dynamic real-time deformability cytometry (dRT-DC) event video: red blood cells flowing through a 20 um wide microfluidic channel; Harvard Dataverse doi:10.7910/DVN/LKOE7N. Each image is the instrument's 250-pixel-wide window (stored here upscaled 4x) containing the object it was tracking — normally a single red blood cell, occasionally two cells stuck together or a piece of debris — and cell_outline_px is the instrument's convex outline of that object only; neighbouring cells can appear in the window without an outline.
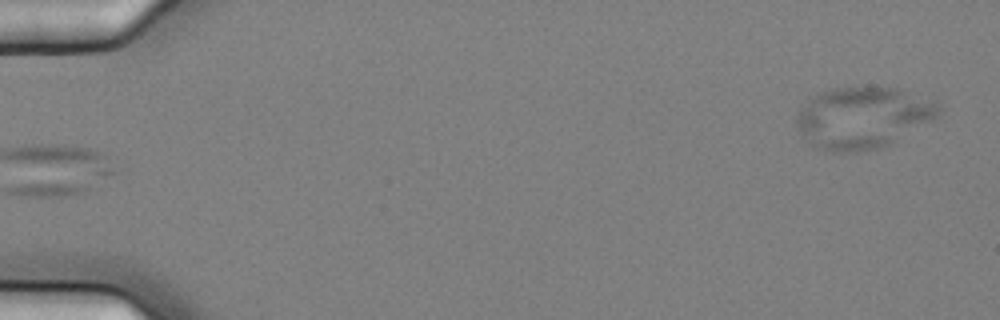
{"species": "common noctule bat (a hibernating species)", "species_latin": "Nyctalus noctula", "temperature_condition": "cold", "stored_images_in_passage": 7, "camera_frame_rate_fps": 3000, "um_per_image_px": 0.085, "animal": {"sex": "female", "body_mass_g": 25.1}, "frame": {"image": 1, "passage_image": 7, "time_ms": 2.0, "image_size_px": [1000, 320], "cell_outline_px": [[940, 112], [932, 120], [888, 144], [880, 148], [856, 152], [832, 152], [812, 144], [808, 140], [800, 128], [796, 120], [800, 112], [808, 100], [832, 88], [896, 88], [940, 104]], "centroid_in_image_um": [73.36, 10.01], "position_along_channel_um": 11.6, "area_um2": 49.3}}